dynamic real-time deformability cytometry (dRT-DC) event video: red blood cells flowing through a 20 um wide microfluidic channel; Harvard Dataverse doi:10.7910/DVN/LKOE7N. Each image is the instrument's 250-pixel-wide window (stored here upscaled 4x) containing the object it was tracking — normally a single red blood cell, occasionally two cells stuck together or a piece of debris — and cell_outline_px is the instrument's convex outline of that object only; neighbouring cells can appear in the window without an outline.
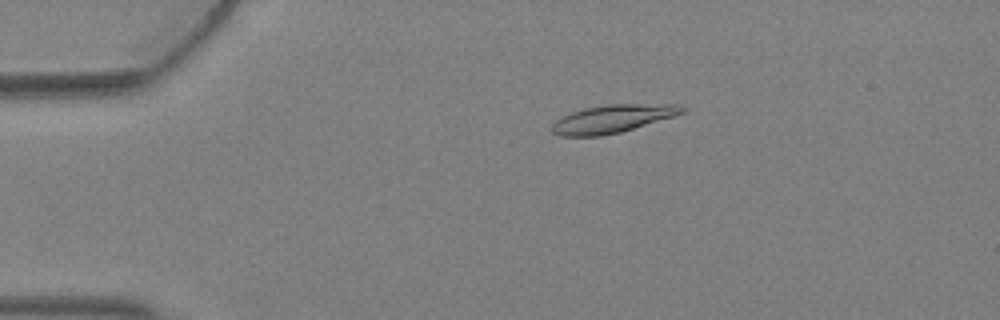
{"species": "Egyptian fruit bat (a non-hibernating species)", "species_latin": "Rousettus aegyptiacus", "temperature_condition": "warm", "stored_images_in_passage": 4, "camera_frame_rate_fps": 3000, "um_per_image_px": 0.085, "animal": {"sex": "female"}, "frame": {"image": 1, "passage_image": 3, "time_ms": 0.667, "image_size_px": [1000, 320], "cell_outline_px": [[688, 108], [684, 112], [676, 116], [620, 132], [600, 136], [560, 136], [552, 132], [552, 124], [556, 120], [572, 112], [584, 108], [608, 104], [680, 104]], "centroid_in_image_um": [52.12, 10.09], "position_along_channel_um": 32.9, "area_um2": 21.27}}
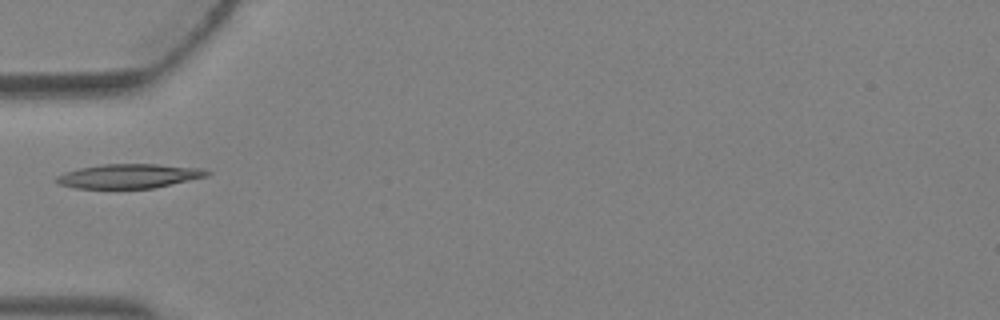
{"frame": {"image": 2, "passage_image": 4, "time_ms": 1.0, "image_size_px": [1000, 320], "cell_outline_px": [[212, 172], [208, 176], [156, 188], [76, 188], [60, 184], [56, 180], [56, 176], [64, 172], [80, 168], [100, 164], [156, 164], [204, 168]], "centroid_in_image_um": [11.02, 14.96], "position_along_channel_um": 74.0, "area_um2": 21.39}}